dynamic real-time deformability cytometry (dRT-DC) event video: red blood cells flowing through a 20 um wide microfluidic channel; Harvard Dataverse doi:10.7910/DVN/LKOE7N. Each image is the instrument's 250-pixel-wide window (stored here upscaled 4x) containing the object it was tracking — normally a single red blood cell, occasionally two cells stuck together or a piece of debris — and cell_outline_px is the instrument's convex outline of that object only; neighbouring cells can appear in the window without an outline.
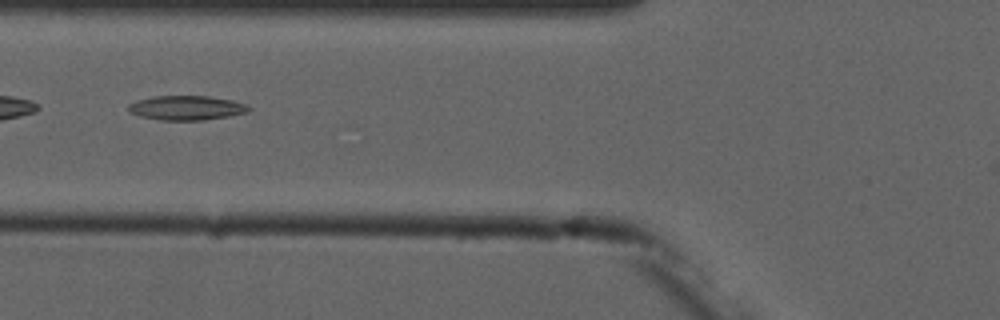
{"species": "common noctule bat (a hibernating species)", "species_latin": "Nyctalus noctula", "temperature_condition": "cold", "stored_images_in_passage": 8, "camera_frame_rate_fps": 3000, "um_per_image_px": 0.085, "animal": {"sex": "male", "forearm_length_mm": 52.5}, "frame": {"image": 1, "passage_image": 6, "time_ms": 5.667, "image_size_px": [1000, 320], "cell_outline_px": [[252, 108], [248, 112], [228, 116], [204, 120], [160, 120], [140, 116], [132, 112], [128, 108], [128, 104], [136, 100], [152, 96], [208, 96], [232, 100], [248, 104]], "centroid_in_image_um": [15.88, 9.16], "position_along_channel_um": 109.9, "area_um2": 17.17}}
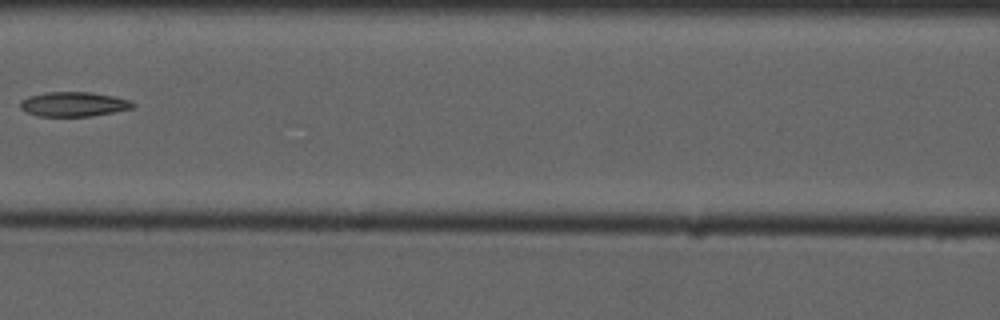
{"frame": {"image": 2, "passage_image": 7, "time_ms": 7.0, "image_size_px": [1000, 320], "cell_outline_px": [[136, 108], [92, 116], [36, 116], [20, 108], [20, 100], [28, 96], [48, 92], [88, 92], [112, 96], [132, 100], [136, 104]], "centroid_in_image_um": [6.3, 8.86], "position_along_channel_um": 160.3, "area_um2": 16.24}}
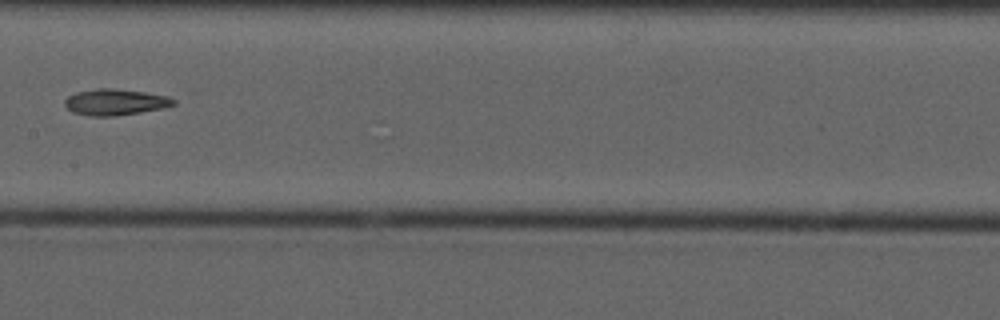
{"frame": {"image": 3, "passage_image": 8, "time_ms": 8.0, "image_size_px": [1000, 320], "cell_outline_px": [[176, 104], [164, 108], [116, 116], [92, 116], [72, 112], [64, 104], [64, 100], [68, 96], [76, 92], [96, 88], [112, 88], [144, 92], [168, 96], [176, 100]], "centroid_in_image_um": [9.8, 8.67], "position_along_channel_um": 197.6, "area_um2": 16.65}}